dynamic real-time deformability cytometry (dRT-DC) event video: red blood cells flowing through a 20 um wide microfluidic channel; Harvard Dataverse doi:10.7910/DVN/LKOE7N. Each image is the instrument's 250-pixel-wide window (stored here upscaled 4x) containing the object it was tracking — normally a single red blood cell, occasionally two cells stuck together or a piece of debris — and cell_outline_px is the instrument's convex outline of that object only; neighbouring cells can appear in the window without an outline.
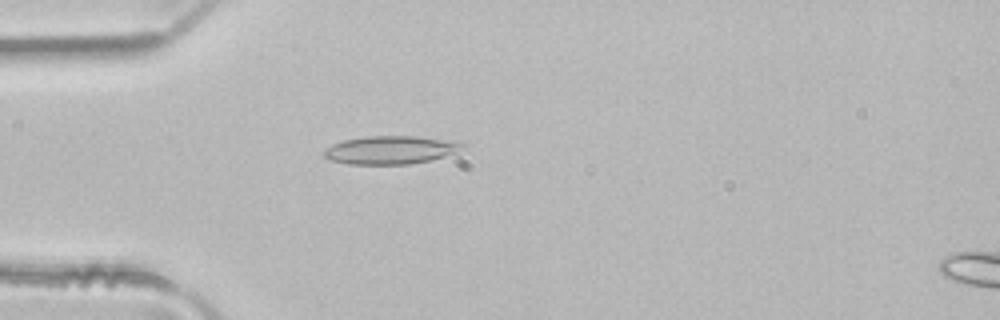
{"species": "common noctule bat (a hibernating species)", "species_latin": "Nyctalus noctula", "temperature_condition": "room temperature", "stored_images_in_passage": 4, "camera_frame_rate_fps": 3000, "um_per_image_px": 0.085, "animal": {"sex": "male", "body_mass_g": 21.5, "forearm_length_mm": 52.0}, "frame": {"image": 1, "passage_image": 3, "time_ms": 0.667, "image_size_px": [1000, 320], "cell_outline_px": [[468, 148], [432, 160], [408, 164], [348, 164], [332, 160], [324, 156], [324, 152], [332, 144], [344, 140], [368, 136], [416, 136], [460, 140]], "centroid_in_image_um": [33.32, 12.73], "position_along_channel_um": 51.7, "area_um2": 22.95}}